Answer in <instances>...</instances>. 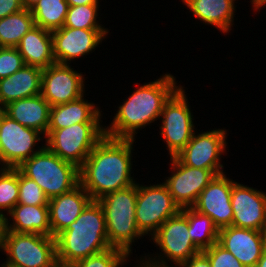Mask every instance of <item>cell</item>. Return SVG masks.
<instances>
[{"mask_svg": "<svg viewBox=\"0 0 266 267\" xmlns=\"http://www.w3.org/2000/svg\"><path fill=\"white\" fill-rule=\"evenodd\" d=\"M180 211L164 182L149 186L137 183L136 225L144 236L150 238L167 219Z\"/></svg>", "mask_w": 266, "mask_h": 267, "instance_id": "9c48e42d", "label": "cell"}, {"mask_svg": "<svg viewBox=\"0 0 266 267\" xmlns=\"http://www.w3.org/2000/svg\"><path fill=\"white\" fill-rule=\"evenodd\" d=\"M41 135V132L22 126L4 113L0 119V168H18L37 154L45 145L35 147L45 139Z\"/></svg>", "mask_w": 266, "mask_h": 267, "instance_id": "8fae6325", "label": "cell"}, {"mask_svg": "<svg viewBox=\"0 0 266 267\" xmlns=\"http://www.w3.org/2000/svg\"><path fill=\"white\" fill-rule=\"evenodd\" d=\"M97 201L104 211L110 246L122 249L131 256L132 243L144 238L136 225L137 182Z\"/></svg>", "mask_w": 266, "mask_h": 267, "instance_id": "277c9868", "label": "cell"}, {"mask_svg": "<svg viewBox=\"0 0 266 267\" xmlns=\"http://www.w3.org/2000/svg\"><path fill=\"white\" fill-rule=\"evenodd\" d=\"M104 136L105 126L101 123H77L62 129H47L45 145L62 160L80 168Z\"/></svg>", "mask_w": 266, "mask_h": 267, "instance_id": "8992f818", "label": "cell"}, {"mask_svg": "<svg viewBox=\"0 0 266 267\" xmlns=\"http://www.w3.org/2000/svg\"><path fill=\"white\" fill-rule=\"evenodd\" d=\"M7 214L0 211V251L2 252L3 242L7 234Z\"/></svg>", "mask_w": 266, "mask_h": 267, "instance_id": "8d00e7d4", "label": "cell"}, {"mask_svg": "<svg viewBox=\"0 0 266 267\" xmlns=\"http://www.w3.org/2000/svg\"><path fill=\"white\" fill-rule=\"evenodd\" d=\"M57 262L72 264L111 248L105 215L98 201H91L79 217L56 237Z\"/></svg>", "mask_w": 266, "mask_h": 267, "instance_id": "3957f363", "label": "cell"}, {"mask_svg": "<svg viewBox=\"0 0 266 267\" xmlns=\"http://www.w3.org/2000/svg\"><path fill=\"white\" fill-rule=\"evenodd\" d=\"M225 173L216 175L202 190L193 208L209 216L219 228L232 225L233 209L231 206L232 185Z\"/></svg>", "mask_w": 266, "mask_h": 267, "instance_id": "e0dca14e", "label": "cell"}, {"mask_svg": "<svg viewBox=\"0 0 266 267\" xmlns=\"http://www.w3.org/2000/svg\"><path fill=\"white\" fill-rule=\"evenodd\" d=\"M226 131L224 128L202 133L195 131L187 145L175 157L186 166L212 170L216 175L225 173L221 157L226 153L228 143Z\"/></svg>", "mask_w": 266, "mask_h": 267, "instance_id": "7c38bea8", "label": "cell"}, {"mask_svg": "<svg viewBox=\"0 0 266 267\" xmlns=\"http://www.w3.org/2000/svg\"><path fill=\"white\" fill-rule=\"evenodd\" d=\"M38 1L39 0H21L22 6L25 9H31Z\"/></svg>", "mask_w": 266, "mask_h": 267, "instance_id": "60d3db41", "label": "cell"}, {"mask_svg": "<svg viewBox=\"0 0 266 267\" xmlns=\"http://www.w3.org/2000/svg\"><path fill=\"white\" fill-rule=\"evenodd\" d=\"M91 201L90 195L80 184L68 193L49 199L52 237L67 229Z\"/></svg>", "mask_w": 266, "mask_h": 267, "instance_id": "d6986e66", "label": "cell"}, {"mask_svg": "<svg viewBox=\"0 0 266 267\" xmlns=\"http://www.w3.org/2000/svg\"><path fill=\"white\" fill-rule=\"evenodd\" d=\"M19 200V170L0 168V211L8 214Z\"/></svg>", "mask_w": 266, "mask_h": 267, "instance_id": "f546056e", "label": "cell"}, {"mask_svg": "<svg viewBox=\"0 0 266 267\" xmlns=\"http://www.w3.org/2000/svg\"><path fill=\"white\" fill-rule=\"evenodd\" d=\"M245 267H256L266 249L264 231L227 226L219 229L218 242Z\"/></svg>", "mask_w": 266, "mask_h": 267, "instance_id": "ac0fdd59", "label": "cell"}, {"mask_svg": "<svg viewBox=\"0 0 266 267\" xmlns=\"http://www.w3.org/2000/svg\"><path fill=\"white\" fill-rule=\"evenodd\" d=\"M179 267H211V264L208 256L203 251H201L190 257Z\"/></svg>", "mask_w": 266, "mask_h": 267, "instance_id": "d590c367", "label": "cell"}, {"mask_svg": "<svg viewBox=\"0 0 266 267\" xmlns=\"http://www.w3.org/2000/svg\"><path fill=\"white\" fill-rule=\"evenodd\" d=\"M17 169L35 181L49 199L68 193L80 184L79 168L62 160L46 145Z\"/></svg>", "mask_w": 266, "mask_h": 267, "instance_id": "5b68a950", "label": "cell"}, {"mask_svg": "<svg viewBox=\"0 0 266 267\" xmlns=\"http://www.w3.org/2000/svg\"><path fill=\"white\" fill-rule=\"evenodd\" d=\"M99 4L69 6L64 27L80 29H106L97 20Z\"/></svg>", "mask_w": 266, "mask_h": 267, "instance_id": "f1b7e54d", "label": "cell"}, {"mask_svg": "<svg viewBox=\"0 0 266 267\" xmlns=\"http://www.w3.org/2000/svg\"><path fill=\"white\" fill-rule=\"evenodd\" d=\"M180 212L188 220L191 240L201 251L218 242L219 228L209 216L198 212L193 207L183 208Z\"/></svg>", "mask_w": 266, "mask_h": 267, "instance_id": "484cf974", "label": "cell"}, {"mask_svg": "<svg viewBox=\"0 0 266 267\" xmlns=\"http://www.w3.org/2000/svg\"><path fill=\"white\" fill-rule=\"evenodd\" d=\"M108 29L61 27L51 32L53 57L58 64H70L74 59L89 55L108 36ZM70 62V63H69Z\"/></svg>", "mask_w": 266, "mask_h": 267, "instance_id": "5bb4252c", "label": "cell"}, {"mask_svg": "<svg viewBox=\"0 0 266 267\" xmlns=\"http://www.w3.org/2000/svg\"><path fill=\"white\" fill-rule=\"evenodd\" d=\"M181 86L164 104L160 114V135L166 143L170 157L177 155L195 133L194 115Z\"/></svg>", "mask_w": 266, "mask_h": 267, "instance_id": "30bf717a", "label": "cell"}, {"mask_svg": "<svg viewBox=\"0 0 266 267\" xmlns=\"http://www.w3.org/2000/svg\"><path fill=\"white\" fill-rule=\"evenodd\" d=\"M23 8L21 0H0V19L17 13Z\"/></svg>", "mask_w": 266, "mask_h": 267, "instance_id": "e575fe53", "label": "cell"}, {"mask_svg": "<svg viewBox=\"0 0 266 267\" xmlns=\"http://www.w3.org/2000/svg\"><path fill=\"white\" fill-rule=\"evenodd\" d=\"M188 230V220L179 212L167 219L150 238L159 247V250L161 249L160 254L156 253L158 256L155 254L154 257H150L145 253V256L142 257L157 266L179 267L190 257L201 252L191 240ZM169 261L170 264L172 263L171 265Z\"/></svg>", "mask_w": 266, "mask_h": 267, "instance_id": "52a82bcc", "label": "cell"}, {"mask_svg": "<svg viewBox=\"0 0 266 267\" xmlns=\"http://www.w3.org/2000/svg\"><path fill=\"white\" fill-rule=\"evenodd\" d=\"M203 252L208 256L211 267H245L231 252L225 250L218 243Z\"/></svg>", "mask_w": 266, "mask_h": 267, "instance_id": "836d02e7", "label": "cell"}, {"mask_svg": "<svg viewBox=\"0 0 266 267\" xmlns=\"http://www.w3.org/2000/svg\"><path fill=\"white\" fill-rule=\"evenodd\" d=\"M2 252L6 267H53L57 263L56 239L36 233L7 231Z\"/></svg>", "mask_w": 266, "mask_h": 267, "instance_id": "ba28073f", "label": "cell"}, {"mask_svg": "<svg viewBox=\"0 0 266 267\" xmlns=\"http://www.w3.org/2000/svg\"><path fill=\"white\" fill-rule=\"evenodd\" d=\"M53 267H71V265L68 264H61V263H56Z\"/></svg>", "mask_w": 266, "mask_h": 267, "instance_id": "7bdbcfd3", "label": "cell"}, {"mask_svg": "<svg viewBox=\"0 0 266 267\" xmlns=\"http://www.w3.org/2000/svg\"><path fill=\"white\" fill-rule=\"evenodd\" d=\"M34 19L30 9L8 15L0 19L1 47H16L22 37L33 27Z\"/></svg>", "mask_w": 266, "mask_h": 267, "instance_id": "4316f807", "label": "cell"}, {"mask_svg": "<svg viewBox=\"0 0 266 267\" xmlns=\"http://www.w3.org/2000/svg\"><path fill=\"white\" fill-rule=\"evenodd\" d=\"M25 65L24 59L16 47L0 48V79L12 75Z\"/></svg>", "mask_w": 266, "mask_h": 267, "instance_id": "d6a6232c", "label": "cell"}, {"mask_svg": "<svg viewBox=\"0 0 266 267\" xmlns=\"http://www.w3.org/2000/svg\"><path fill=\"white\" fill-rule=\"evenodd\" d=\"M236 0H182L192 16L228 34L233 27Z\"/></svg>", "mask_w": 266, "mask_h": 267, "instance_id": "7402d4cb", "label": "cell"}, {"mask_svg": "<svg viewBox=\"0 0 266 267\" xmlns=\"http://www.w3.org/2000/svg\"><path fill=\"white\" fill-rule=\"evenodd\" d=\"M7 229L16 233L52 236L48 205L16 204L7 214Z\"/></svg>", "mask_w": 266, "mask_h": 267, "instance_id": "d4e9b609", "label": "cell"}, {"mask_svg": "<svg viewBox=\"0 0 266 267\" xmlns=\"http://www.w3.org/2000/svg\"><path fill=\"white\" fill-rule=\"evenodd\" d=\"M84 98L50 107L48 129H62L77 123H102L99 107Z\"/></svg>", "mask_w": 266, "mask_h": 267, "instance_id": "603a6c76", "label": "cell"}, {"mask_svg": "<svg viewBox=\"0 0 266 267\" xmlns=\"http://www.w3.org/2000/svg\"><path fill=\"white\" fill-rule=\"evenodd\" d=\"M50 104L41 94L19 99L4 106V113L22 126L35 129L46 137Z\"/></svg>", "mask_w": 266, "mask_h": 267, "instance_id": "ffe728a7", "label": "cell"}, {"mask_svg": "<svg viewBox=\"0 0 266 267\" xmlns=\"http://www.w3.org/2000/svg\"><path fill=\"white\" fill-rule=\"evenodd\" d=\"M135 139L105 135L79 168L80 185L97 201L136 183L131 175Z\"/></svg>", "mask_w": 266, "mask_h": 267, "instance_id": "6da1fadb", "label": "cell"}, {"mask_svg": "<svg viewBox=\"0 0 266 267\" xmlns=\"http://www.w3.org/2000/svg\"><path fill=\"white\" fill-rule=\"evenodd\" d=\"M130 256L122 249L111 247L105 251L78 260L71 267H122Z\"/></svg>", "mask_w": 266, "mask_h": 267, "instance_id": "4dcf8cb0", "label": "cell"}, {"mask_svg": "<svg viewBox=\"0 0 266 267\" xmlns=\"http://www.w3.org/2000/svg\"><path fill=\"white\" fill-rule=\"evenodd\" d=\"M28 66L46 69L55 64L51 31L33 26L16 46Z\"/></svg>", "mask_w": 266, "mask_h": 267, "instance_id": "cb8c5ba5", "label": "cell"}, {"mask_svg": "<svg viewBox=\"0 0 266 267\" xmlns=\"http://www.w3.org/2000/svg\"><path fill=\"white\" fill-rule=\"evenodd\" d=\"M69 6L99 4V0H66Z\"/></svg>", "mask_w": 266, "mask_h": 267, "instance_id": "74e56055", "label": "cell"}, {"mask_svg": "<svg viewBox=\"0 0 266 267\" xmlns=\"http://www.w3.org/2000/svg\"><path fill=\"white\" fill-rule=\"evenodd\" d=\"M232 226L264 231L266 226V193L235 182L232 185Z\"/></svg>", "mask_w": 266, "mask_h": 267, "instance_id": "2e32d148", "label": "cell"}, {"mask_svg": "<svg viewBox=\"0 0 266 267\" xmlns=\"http://www.w3.org/2000/svg\"><path fill=\"white\" fill-rule=\"evenodd\" d=\"M3 114H4V107L0 105V119Z\"/></svg>", "mask_w": 266, "mask_h": 267, "instance_id": "ee69618b", "label": "cell"}, {"mask_svg": "<svg viewBox=\"0 0 266 267\" xmlns=\"http://www.w3.org/2000/svg\"><path fill=\"white\" fill-rule=\"evenodd\" d=\"M70 64L50 65L42 72L41 95L50 106L76 100L85 93V77Z\"/></svg>", "mask_w": 266, "mask_h": 267, "instance_id": "9a60e30c", "label": "cell"}, {"mask_svg": "<svg viewBox=\"0 0 266 267\" xmlns=\"http://www.w3.org/2000/svg\"><path fill=\"white\" fill-rule=\"evenodd\" d=\"M256 267H266V249L264 250L262 256L259 259V261L257 262Z\"/></svg>", "mask_w": 266, "mask_h": 267, "instance_id": "b9f144b4", "label": "cell"}, {"mask_svg": "<svg viewBox=\"0 0 266 267\" xmlns=\"http://www.w3.org/2000/svg\"><path fill=\"white\" fill-rule=\"evenodd\" d=\"M177 85L176 77L164 73L155 81L137 87L118 106L110 126H105V135L135 139L138 131L160 118L164 104L181 87Z\"/></svg>", "mask_w": 266, "mask_h": 267, "instance_id": "7a4b0ae2", "label": "cell"}, {"mask_svg": "<svg viewBox=\"0 0 266 267\" xmlns=\"http://www.w3.org/2000/svg\"><path fill=\"white\" fill-rule=\"evenodd\" d=\"M253 11H260L261 8L266 6V0H251Z\"/></svg>", "mask_w": 266, "mask_h": 267, "instance_id": "f35d334b", "label": "cell"}, {"mask_svg": "<svg viewBox=\"0 0 266 267\" xmlns=\"http://www.w3.org/2000/svg\"><path fill=\"white\" fill-rule=\"evenodd\" d=\"M264 235H265V239H266V226H265V229H264Z\"/></svg>", "mask_w": 266, "mask_h": 267, "instance_id": "f6af8a7d", "label": "cell"}, {"mask_svg": "<svg viewBox=\"0 0 266 267\" xmlns=\"http://www.w3.org/2000/svg\"><path fill=\"white\" fill-rule=\"evenodd\" d=\"M170 163L172 175L166 177L164 183L180 209L193 207L216 174L212 170L186 166L175 156L170 157Z\"/></svg>", "mask_w": 266, "mask_h": 267, "instance_id": "4fadbf2b", "label": "cell"}, {"mask_svg": "<svg viewBox=\"0 0 266 267\" xmlns=\"http://www.w3.org/2000/svg\"><path fill=\"white\" fill-rule=\"evenodd\" d=\"M135 267H162V266H157L154 265L150 262H148L147 260H145L142 256L140 257V261L137 265H135ZM172 267V266H171Z\"/></svg>", "mask_w": 266, "mask_h": 267, "instance_id": "ab89813d", "label": "cell"}, {"mask_svg": "<svg viewBox=\"0 0 266 267\" xmlns=\"http://www.w3.org/2000/svg\"><path fill=\"white\" fill-rule=\"evenodd\" d=\"M49 198L41 187L19 171V200L17 204L48 205Z\"/></svg>", "mask_w": 266, "mask_h": 267, "instance_id": "1f68e13d", "label": "cell"}, {"mask_svg": "<svg viewBox=\"0 0 266 267\" xmlns=\"http://www.w3.org/2000/svg\"><path fill=\"white\" fill-rule=\"evenodd\" d=\"M43 69L25 65L12 75L0 79V105L41 94Z\"/></svg>", "mask_w": 266, "mask_h": 267, "instance_id": "44dd1931", "label": "cell"}, {"mask_svg": "<svg viewBox=\"0 0 266 267\" xmlns=\"http://www.w3.org/2000/svg\"><path fill=\"white\" fill-rule=\"evenodd\" d=\"M68 8L66 0H39L30 11L36 26L52 32L63 27Z\"/></svg>", "mask_w": 266, "mask_h": 267, "instance_id": "83f0119b", "label": "cell"}]
</instances>
